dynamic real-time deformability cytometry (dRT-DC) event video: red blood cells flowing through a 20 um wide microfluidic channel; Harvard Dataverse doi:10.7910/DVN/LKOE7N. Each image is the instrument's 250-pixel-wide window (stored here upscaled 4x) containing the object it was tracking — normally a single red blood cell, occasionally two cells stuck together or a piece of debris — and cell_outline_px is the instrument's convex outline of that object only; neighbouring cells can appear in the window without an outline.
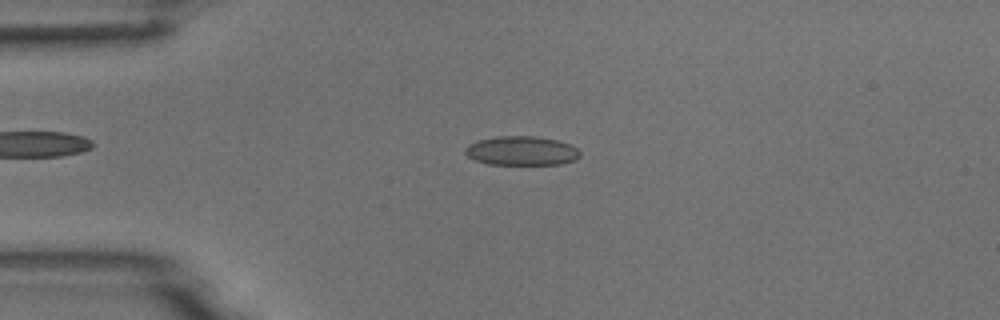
{"species": "common noctule bat (a hibernating species)", "species_latin": "Nyctalus noctula", "temperature_condition": "room temperature", "stored_images_in_passage": 9, "camera_frame_rate_fps": 3000, "um_per_image_px": 0.085, "animal": {"sex": "male", "body_mass_g": 18.8}, "frame": {"image": 1, "passage_image": 2, "time_ms": 0.333, "image_size_px": [1000, 320], "cell_outline_px": [[580, 156], [576, 160], [560, 164], [488, 164], [476, 160], [468, 156], [464, 152], [464, 148], [468, 144], [476, 140], [496, 136], [532, 136], [556, 140], [572, 144], [580, 152]], "centroid_in_image_um": [44.32, 12.81], "position_along_channel_um": 40.7, "area_um2": 19.59}}
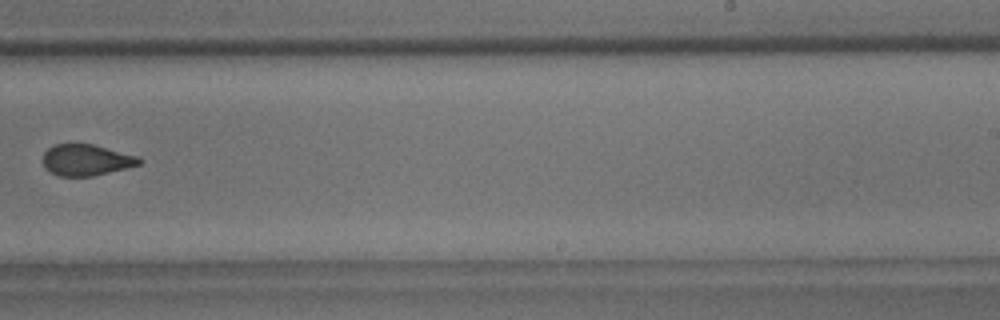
{"frame": {"image": 2, "passage_image": 8, "time_ms": 2.333, "image_size_px": [1000, 320], "cell_outline_px": [[144, 160], [140, 164], [92, 176], [60, 176], [44, 168], [44, 152], [48, 148], [56, 144], [92, 144], [140, 156]], "centroid_in_image_um": [7.36, 13.59], "position_along_channel_um": 281.6, "area_um2": 17.4}}
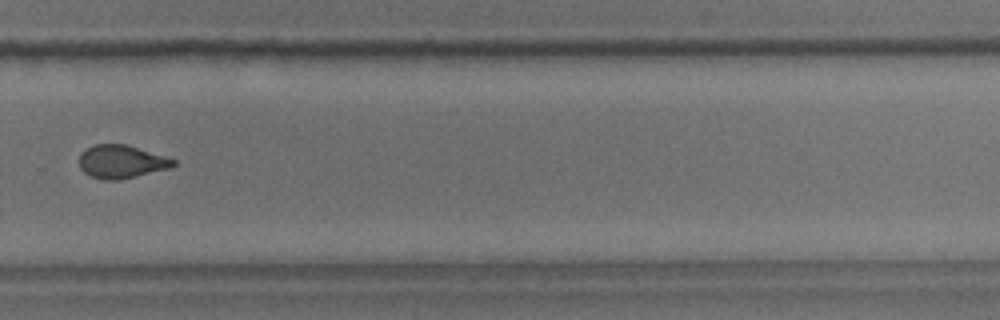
{"frame": {"image": 3, "passage_image": 9, "time_ms": 2.667, "image_size_px": [1000, 320], "cell_outline_px": [[176, 164], [172, 168], [120, 180], [104, 180], [92, 176], [84, 172], [80, 168], [80, 152], [96, 144], [124, 144], [164, 156], [176, 160]], "centroid_in_image_um": [10.33, 13.76], "position_along_channel_um": 319.5, "area_um2": 18.09}}